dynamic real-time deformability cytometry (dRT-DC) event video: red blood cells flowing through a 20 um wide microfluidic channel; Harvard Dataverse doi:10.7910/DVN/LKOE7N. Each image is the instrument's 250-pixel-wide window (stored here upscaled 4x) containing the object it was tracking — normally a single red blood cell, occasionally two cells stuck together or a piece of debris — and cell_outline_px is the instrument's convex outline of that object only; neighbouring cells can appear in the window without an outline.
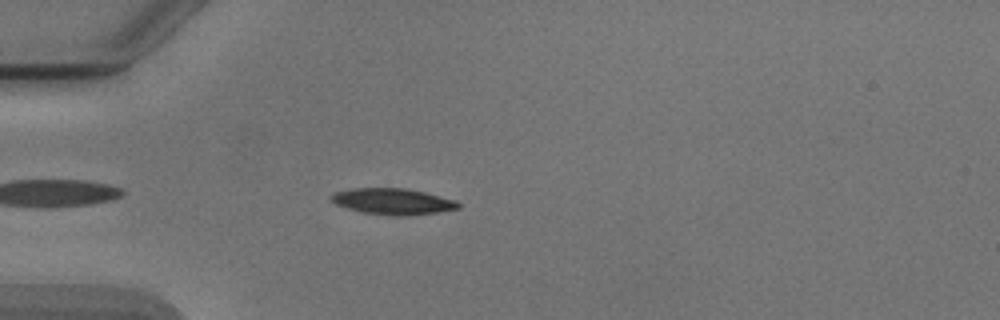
{"species": "Egyptian fruit bat (a non-hibernating species)", "species_latin": "Rousettus aegyptiacus", "temperature_condition": "cold", "stored_images_in_passage": 42, "camera_frame_rate_fps": 3000, "um_per_image_px": 0.085, "animal": {"sex": "male"}, "frame": {"image": 1, "passage_image": 4, "time_ms": 1.0, "image_size_px": [1000, 320], "cell_outline_px": [[460, 208], [440, 212], [408, 216], [392, 216], [364, 212], [348, 208], [336, 204], [328, 200], [328, 196], [332, 192], [352, 188], [404, 188], [424, 192], [456, 200], [460, 204]], "centroid_in_image_um": [33.36, 17.12], "position_along_channel_um": 51.6, "area_um2": 19.59}}
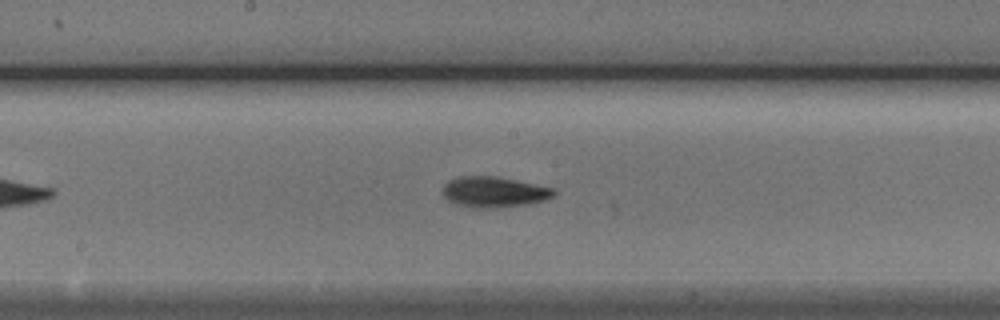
{"frame": {"image": 2, "passage_image": 17, "time_ms": 5.333, "image_size_px": [1000, 320], "cell_outline_px": [[556, 192], [552, 196], [544, 200], [528, 204], [492, 208], [472, 208], [456, 204], [448, 200], [444, 196], [444, 184], [448, 180], [460, 176], [496, 176], [516, 180], [552, 188]], "centroid_in_image_um": [41.96, 16.32], "position_along_channel_um": 206.2, "area_um2": 19.71}}
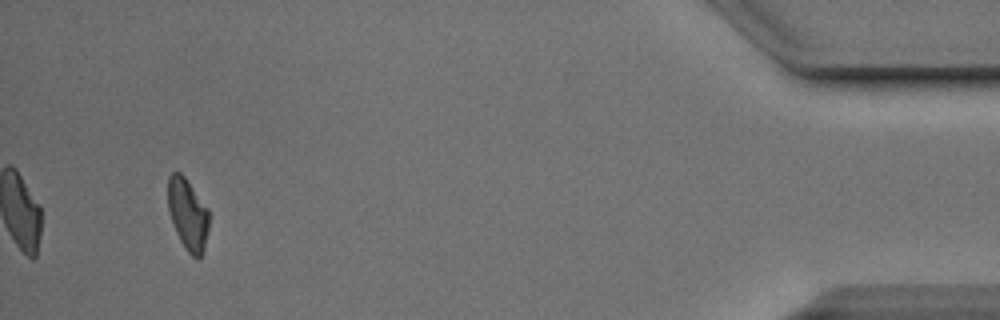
{"frame": {"image": 3, "passage_image": 39, "time_ms": 12.667, "image_size_px": [1000, 320], "cell_outline_px": [[208, 228], [204, 248], [200, 260], [196, 260], [184, 248], [176, 232], [168, 208], [168, 176], [172, 172], [180, 172], [184, 176], [208, 208]], "centroid_in_image_um": [15.96, 18.23], "position_along_channel_um": 419.2, "area_um2": 17.05}, "authors_computed_cell_mechanics": {"area_um2": 18.6694, "velocity_mm_per_s": 3.8766, "shape_relaxation_time_tau1_ms": 2.6139, "shape_relaxation_time_tau2_ms": null, "deformation_change_tau1": 0.1367, "deformation_change_tau2": null}}